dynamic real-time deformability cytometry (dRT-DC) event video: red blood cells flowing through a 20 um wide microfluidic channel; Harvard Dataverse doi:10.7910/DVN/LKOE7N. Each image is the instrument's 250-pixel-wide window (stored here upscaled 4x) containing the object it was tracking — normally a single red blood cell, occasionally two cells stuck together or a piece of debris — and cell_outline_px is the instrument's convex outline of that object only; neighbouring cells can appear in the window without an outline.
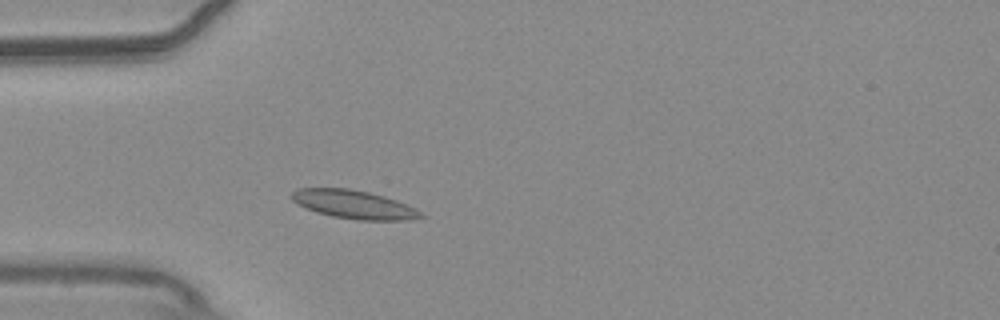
{"species": "common noctule bat (a hibernating species)", "species_latin": "Nyctalus noctula", "temperature_condition": "warm", "stored_images_in_passage": 52, "camera_frame_rate_fps": 3000, "um_per_image_px": 0.085, "animal": {"sex": "male", "body_mass_g": 20.4}, "frame": {"image": 1, "passage_image": 13, "time_ms": 4.0, "image_size_px": [1000, 320], "cell_outline_px": [[428, 216], [408, 220], [356, 220], [332, 216], [316, 212], [296, 204], [292, 200], [292, 192], [300, 188], [352, 188], [384, 196], [408, 204], [416, 208]], "centroid_in_image_um": [30.12, 17.38], "position_along_channel_um": 54.9, "area_um2": 21.62}}
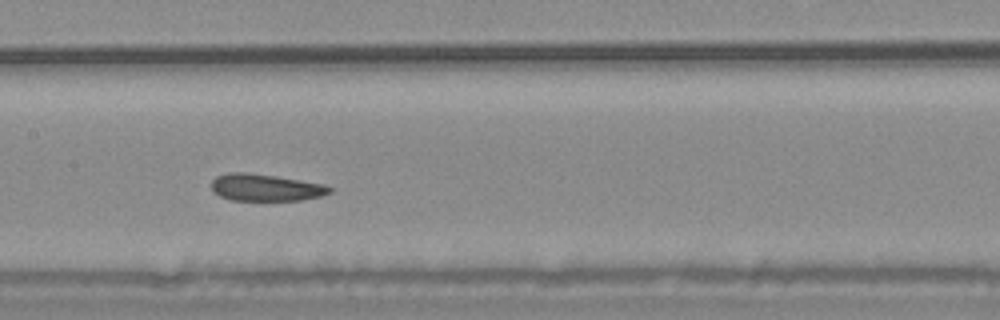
{"frame": {"image": 2, "passage_image": 24, "time_ms": 7.667, "image_size_px": [1000, 320], "cell_outline_px": [[332, 192], [320, 196], [300, 200], [228, 200], [212, 192], [212, 180], [216, 176], [228, 172], [248, 172], [276, 176], [324, 184], [332, 188]], "centroid_in_image_um": [22.54, 15.93], "position_along_channel_um": 184.9, "area_um2": 18.67}}
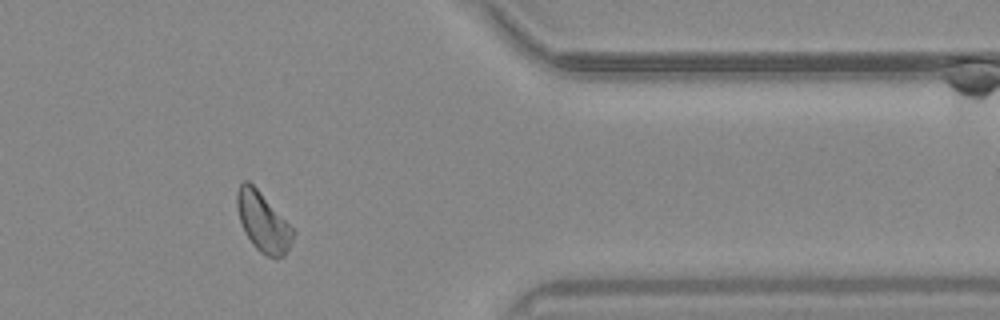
{"frame": {"image": 3, "passage_image": 42, "time_ms": 13.667, "image_size_px": [1000, 320], "cell_outline_px": [[296, 232], [284, 256], [276, 260], [260, 252], [252, 244], [244, 232], [240, 220], [236, 204], [236, 192], [240, 184], [244, 180], [248, 180], [296, 228]], "centroid_in_image_um": [22.39, 18.88], "position_along_channel_um": 389.0, "area_um2": 19.77}, "authors_computed_cell_mechanics": {"area_um2": 19.6231, "velocity_mm_per_s": 3.7045, "shape_relaxation_time_tau1_ms": null, "shape_relaxation_time_tau2_ms": 3.1901, "deformation_change_tau1": null, "deformation_change_tau2": 0.0571}}